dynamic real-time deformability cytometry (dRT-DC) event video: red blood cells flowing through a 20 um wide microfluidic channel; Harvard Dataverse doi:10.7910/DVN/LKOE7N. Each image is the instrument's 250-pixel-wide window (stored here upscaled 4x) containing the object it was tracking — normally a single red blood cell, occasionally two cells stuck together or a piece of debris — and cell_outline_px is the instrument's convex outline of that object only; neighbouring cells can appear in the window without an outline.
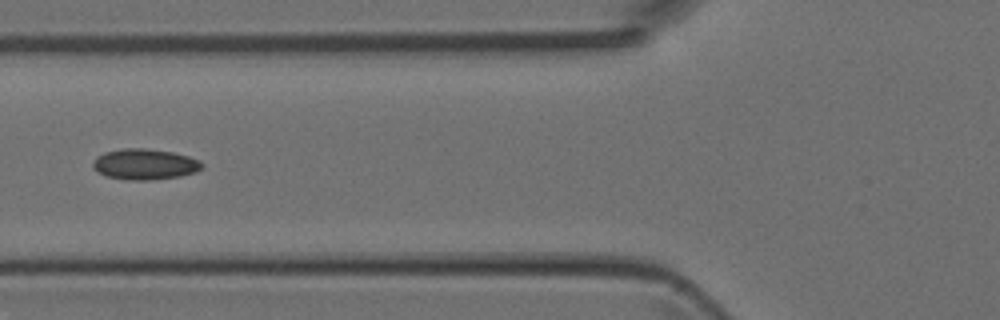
{"species": "Egyptian fruit bat (a non-hibernating species)", "species_latin": "Rousettus aegyptiacus", "temperature_condition": "room temperature", "stored_images_in_passage": 4, "camera_frame_rate_fps": 3000, "um_per_image_px": 0.085, "animal": {"sex": "female"}, "frame": {"image": 1, "passage_image": 4, "time_ms": 1.0, "image_size_px": [1000, 320], "cell_outline_px": [[204, 168], [196, 172], [180, 176], [152, 180], [128, 180], [108, 176], [92, 168], [92, 160], [96, 156], [104, 152], [124, 148], [144, 148], [172, 152], [188, 156], [200, 160], [204, 164]], "centroid_in_image_um": [12.32, 13.96], "position_along_channel_um": 113.5, "area_um2": 19.71}}